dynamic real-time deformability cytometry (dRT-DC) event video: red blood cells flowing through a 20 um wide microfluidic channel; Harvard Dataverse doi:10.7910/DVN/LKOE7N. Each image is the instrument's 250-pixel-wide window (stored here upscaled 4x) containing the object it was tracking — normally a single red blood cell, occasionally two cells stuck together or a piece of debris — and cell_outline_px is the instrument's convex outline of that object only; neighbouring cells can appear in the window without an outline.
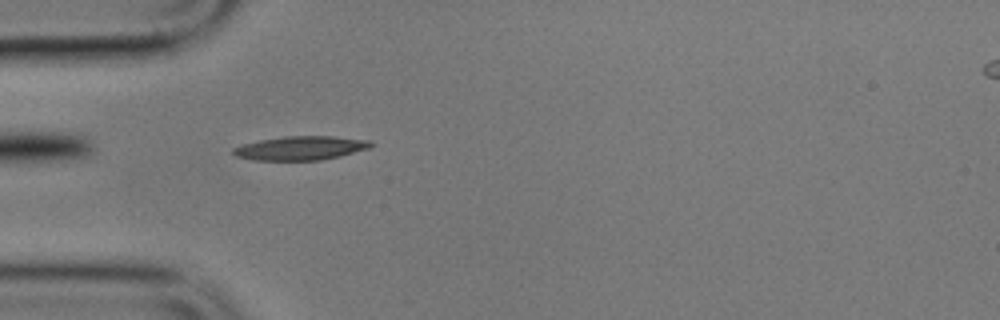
{"species": "common noctule bat (a hibernating species)", "species_latin": "Nyctalus noctula", "temperature_condition": "cold", "stored_images_in_passage": 1, "camera_frame_rate_fps": 3000, "um_per_image_px": 0.085, "animal": {"sex": "male", "body_mass_g": 17.9}, "frame": {"image": 1, "passage_image": 1, "time_ms": 0.0, "image_size_px": [1000, 320], "cell_outline_px": [[376, 144], [368, 148], [340, 156], [320, 160], [252, 160], [236, 156], [232, 152], [232, 148], [244, 144], [260, 140], [284, 136], [332, 136], [372, 140]], "centroid_in_image_um": [25.58, 12.58], "position_along_channel_um": 59.4, "area_um2": 19.19}}